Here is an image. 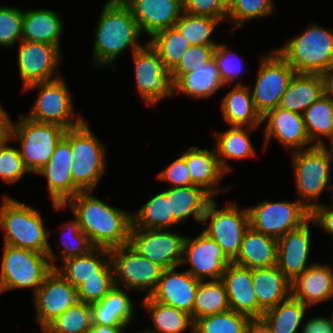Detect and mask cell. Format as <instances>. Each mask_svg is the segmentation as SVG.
Returning a JSON list of instances; mask_svg holds the SVG:
<instances>
[{"instance_id": "6da1fadb", "label": "cell", "mask_w": 333, "mask_h": 333, "mask_svg": "<svg viewBox=\"0 0 333 333\" xmlns=\"http://www.w3.org/2000/svg\"><path fill=\"white\" fill-rule=\"evenodd\" d=\"M91 193L79 192L63 206H68L93 247L111 250L129 244L132 212L113 207Z\"/></svg>"}, {"instance_id": "7a4b0ae2", "label": "cell", "mask_w": 333, "mask_h": 333, "mask_svg": "<svg viewBox=\"0 0 333 333\" xmlns=\"http://www.w3.org/2000/svg\"><path fill=\"white\" fill-rule=\"evenodd\" d=\"M94 30L93 67L116 70L115 60L123 51L136 52L143 47L142 32L129 7L122 0H106Z\"/></svg>"}, {"instance_id": "3957f363", "label": "cell", "mask_w": 333, "mask_h": 333, "mask_svg": "<svg viewBox=\"0 0 333 333\" xmlns=\"http://www.w3.org/2000/svg\"><path fill=\"white\" fill-rule=\"evenodd\" d=\"M39 210L25 205L6 194L0 204V229L4 244L25 248L47 255L50 248L49 234Z\"/></svg>"}, {"instance_id": "277c9868", "label": "cell", "mask_w": 333, "mask_h": 333, "mask_svg": "<svg viewBox=\"0 0 333 333\" xmlns=\"http://www.w3.org/2000/svg\"><path fill=\"white\" fill-rule=\"evenodd\" d=\"M276 50L295 73L321 75L333 66V30L312 23Z\"/></svg>"}, {"instance_id": "5b68a950", "label": "cell", "mask_w": 333, "mask_h": 333, "mask_svg": "<svg viewBox=\"0 0 333 333\" xmlns=\"http://www.w3.org/2000/svg\"><path fill=\"white\" fill-rule=\"evenodd\" d=\"M90 128L85 120L80 126L67 129L64 134L72 150L70 171L74 186L80 192L94 191L108 167L106 144Z\"/></svg>"}, {"instance_id": "8992f818", "label": "cell", "mask_w": 333, "mask_h": 333, "mask_svg": "<svg viewBox=\"0 0 333 333\" xmlns=\"http://www.w3.org/2000/svg\"><path fill=\"white\" fill-rule=\"evenodd\" d=\"M295 187L300 201L309 211L320 205V195L331 187L333 159L325 145L292 152ZM332 165V166H331ZM332 169V170H331ZM329 185V186H328ZM315 202V203H314Z\"/></svg>"}, {"instance_id": "52a82bcc", "label": "cell", "mask_w": 333, "mask_h": 333, "mask_svg": "<svg viewBox=\"0 0 333 333\" xmlns=\"http://www.w3.org/2000/svg\"><path fill=\"white\" fill-rule=\"evenodd\" d=\"M66 83L61 76L27 86L24 91L37 89L38 93L30 111L24 115L35 122L53 123L65 129L80 126L85 119L82 114L75 113L73 94Z\"/></svg>"}, {"instance_id": "ba28073f", "label": "cell", "mask_w": 333, "mask_h": 333, "mask_svg": "<svg viewBox=\"0 0 333 333\" xmlns=\"http://www.w3.org/2000/svg\"><path fill=\"white\" fill-rule=\"evenodd\" d=\"M0 266V293L32 289L33 294L53 270L48 256L25 248L3 244Z\"/></svg>"}, {"instance_id": "9c48e42d", "label": "cell", "mask_w": 333, "mask_h": 333, "mask_svg": "<svg viewBox=\"0 0 333 333\" xmlns=\"http://www.w3.org/2000/svg\"><path fill=\"white\" fill-rule=\"evenodd\" d=\"M66 130L57 124L35 122L23 113L19 115L13 125L12 139L20 143V154L30 174L47 165Z\"/></svg>"}, {"instance_id": "30bf717a", "label": "cell", "mask_w": 333, "mask_h": 333, "mask_svg": "<svg viewBox=\"0 0 333 333\" xmlns=\"http://www.w3.org/2000/svg\"><path fill=\"white\" fill-rule=\"evenodd\" d=\"M114 281L117 287L150 296L164 270L159 264L142 257L130 244L109 250Z\"/></svg>"}, {"instance_id": "8fae6325", "label": "cell", "mask_w": 333, "mask_h": 333, "mask_svg": "<svg viewBox=\"0 0 333 333\" xmlns=\"http://www.w3.org/2000/svg\"><path fill=\"white\" fill-rule=\"evenodd\" d=\"M218 204L214 198L209 202L201 221L206 226L203 232L216 241L233 261L240 251L244 233L250 227L248 209H239L234 201L221 209L217 208Z\"/></svg>"}, {"instance_id": "7c38bea8", "label": "cell", "mask_w": 333, "mask_h": 333, "mask_svg": "<svg viewBox=\"0 0 333 333\" xmlns=\"http://www.w3.org/2000/svg\"><path fill=\"white\" fill-rule=\"evenodd\" d=\"M137 94L148 106H156L162 99L174 96V83L158 52L147 41L132 53Z\"/></svg>"}, {"instance_id": "4fadbf2b", "label": "cell", "mask_w": 333, "mask_h": 333, "mask_svg": "<svg viewBox=\"0 0 333 333\" xmlns=\"http://www.w3.org/2000/svg\"><path fill=\"white\" fill-rule=\"evenodd\" d=\"M261 56L256 80L251 90L256 110L263 116L279 106L282 95L295 75L294 69L276 49Z\"/></svg>"}, {"instance_id": "5bb4252c", "label": "cell", "mask_w": 333, "mask_h": 333, "mask_svg": "<svg viewBox=\"0 0 333 333\" xmlns=\"http://www.w3.org/2000/svg\"><path fill=\"white\" fill-rule=\"evenodd\" d=\"M247 209L250 227L276 239L300 227L310 218V211L298 200H264Z\"/></svg>"}, {"instance_id": "9a60e30c", "label": "cell", "mask_w": 333, "mask_h": 333, "mask_svg": "<svg viewBox=\"0 0 333 333\" xmlns=\"http://www.w3.org/2000/svg\"><path fill=\"white\" fill-rule=\"evenodd\" d=\"M185 236L171 229H131L129 244L164 269L180 267Z\"/></svg>"}, {"instance_id": "2e32d148", "label": "cell", "mask_w": 333, "mask_h": 333, "mask_svg": "<svg viewBox=\"0 0 333 333\" xmlns=\"http://www.w3.org/2000/svg\"><path fill=\"white\" fill-rule=\"evenodd\" d=\"M18 46L17 66L23 89L62 76L58 67L63 62V56L58 46L25 40H21Z\"/></svg>"}, {"instance_id": "e0dca14e", "label": "cell", "mask_w": 333, "mask_h": 333, "mask_svg": "<svg viewBox=\"0 0 333 333\" xmlns=\"http://www.w3.org/2000/svg\"><path fill=\"white\" fill-rule=\"evenodd\" d=\"M231 262L222 247L203 231L196 237L186 236L180 267L189 265L186 271L194 278L200 281L221 280Z\"/></svg>"}, {"instance_id": "ac0fdd59", "label": "cell", "mask_w": 333, "mask_h": 333, "mask_svg": "<svg viewBox=\"0 0 333 333\" xmlns=\"http://www.w3.org/2000/svg\"><path fill=\"white\" fill-rule=\"evenodd\" d=\"M35 321L41 331L57 316L78 302L77 289L53 269L33 294Z\"/></svg>"}, {"instance_id": "d6986e66", "label": "cell", "mask_w": 333, "mask_h": 333, "mask_svg": "<svg viewBox=\"0 0 333 333\" xmlns=\"http://www.w3.org/2000/svg\"><path fill=\"white\" fill-rule=\"evenodd\" d=\"M72 161L71 145L63 137L47 165L36 173L47 179V188L55 211L65 210L63 205L80 192L74 186L70 171Z\"/></svg>"}, {"instance_id": "ffe728a7", "label": "cell", "mask_w": 333, "mask_h": 333, "mask_svg": "<svg viewBox=\"0 0 333 333\" xmlns=\"http://www.w3.org/2000/svg\"><path fill=\"white\" fill-rule=\"evenodd\" d=\"M264 128V147L273 138L291 152L300 151L314 146L306 131L303 114L281 107L269 110L262 116Z\"/></svg>"}, {"instance_id": "44dd1931", "label": "cell", "mask_w": 333, "mask_h": 333, "mask_svg": "<svg viewBox=\"0 0 333 333\" xmlns=\"http://www.w3.org/2000/svg\"><path fill=\"white\" fill-rule=\"evenodd\" d=\"M310 223L311 218L277 239V267L290 282L312 265H308L312 249Z\"/></svg>"}, {"instance_id": "7402d4cb", "label": "cell", "mask_w": 333, "mask_h": 333, "mask_svg": "<svg viewBox=\"0 0 333 333\" xmlns=\"http://www.w3.org/2000/svg\"><path fill=\"white\" fill-rule=\"evenodd\" d=\"M178 267L164 269L155 291L150 297L159 303L173 306L191 316L200 280Z\"/></svg>"}, {"instance_id": "603a6c76", "label": "cell", "mask_w": 333, "mask_h": 333, "mask_svg": "<svg viewBox=\"0 0 333 333\" xmlns=\"http://www.w3.org/2000/svg\"><path fill=\"white\" fill-rule=\"evenodd\" d=\"M131 10L142 34L174 27L183 13V0H122Z\"/></svg>"}, {"instance_id": "cb8c5ba5", "label": "cell", "mask_w": 333, "mask_h": 333, "mask_svg": "<svg viewBox=\"0 0 333 333\" xmlns=\"http://www.w3.org/2000/svg\"><path fill=\"white\" fill-rule=\"evenodd\" d=\"M187 163L191 176V186H199L213 198L220 193L227 192L232 186L219 187L222 178L227 174L220 166L215 148L200 149L191 146L180 154Z\"/></svg>"}, {"instance_id": "d4e9b609", "label": "cell", "mask_w": 333, "mask_h": 333, "mask_svg": "<svg viewBox=\"0 0 333 333\" xmlns=\"http://www.w3.org/2000/svg\"><path fill=\"white\" fill-rule=\"evenodd\" d=\"M291 297L309 308L333 298V268L329 264L313 263L291 281Z\"/></svg>"}, {"instance_id": "484cf974", "label": "cell", "mask_w": 333, "mask_h": 333, "mask_svg": "<svg viewBox=\"0 0 333 333\" xmlns=\"http://www.w3.org/2000/svg\"><path fill=\"white\" fill-rule=\"evenodd\" d=\"M221 280L226 286L230 309L250 318H259L252 269L231 262L226 267Z\"/></svg>"}, {"instance_id": "4316f807", "label": "cell", "mask_w": 333, "mask_h": 333, "mask_svg": "<svg viewBox=\"0 0 333 333\" xmlns=\"http://www.w3.org/2000/svg\"><path fill=\"white\" fill-rule=\"evenodd\" d=\"M222 118L228 126L260 127L262 116L256 110L250 87L238 81L220 102Z\"/></svg>"}, {"instance_id": "83f0119b", "label": "cell", "mask_w": 333, "mask_h": 333, "mask_svg": "<svg viewBox=\"0 0 333 333\" xmlns=\"http://www.w3.org/2000/svg\"><path fill=\"white\" fill-rule=\"evenodd\" d=\"M254 290L262 314L291 297V282L277 265L252 269Z\"/></svg>"}, {"instance_id": "f1b7e54d", "label": "cell", "mask_w": 333, "mask_h": 333, "mask_svg": "<svg viewBox=\"0 0 333 333\" xmlns=\"http://www.w3.org/2000/svg\"><path fill=\"white\" fill-rule=\"evenodd\" d=\"M57 270L76 289L87 279L99 274H113L109 250L93 248L87 254L67 259Z\"/></svg>"}, {"instance_id": "f546056e", "label": "cell", "mask_w": 333, "mask_h": 333, "mask_svg": "<svg viewBox=\"0 0 333 333\" xmlns=\"http://www.w3.org/2000/svg\"><path fill=\"white\" fill-rule=\"evenodd\" d=\"M127 291L116 286L104 299L91 304L92 325L129 327L136 306Z\"/></svg>"}, {"instance_id": "4dcf8cb0", "label": "cell", "mask_w": 333, "mask_h": 333, "mask_svg": "<svg viewBox=\"0 0 333 333\" xmlns=\"http://www.w3.org/2000/svg\"><path fill=\"white\" fill-rule=\"evenodd\" d=\"M278 241L249 227L243 236L240 251L232 261L251 269L277 265Z\"/></svg>"}, {"instance_id": "1f68e13d", "label": "cell", "mask_w": 333, "mask_h": 333, "mask_svg": "<svg viewBox=\"0 0 333 333\" xmlns=\"http://www.w3.org/2000/svg\"><path fill=\"white\" fill-rule=\"evenodd\" d=\"M64 22L61 16L50 9L23 10L22 40L47 43L61 50L60 36Z\"/></svg>"}, {"instance_id": "d6a6232c", "label": "cell", "mask_w": 333, "mask_h": 333, "mask_svg": "<svg viewBox=\"0 0 333 333\" xmlns=\"http://www.w3.org/2000/svg\"><path fill=\"white\" fill-rule=\"evenodd\" d=\"M257 128L259 127L229 126L225 131H215V150L219 164L226 173L232 171L228 160L240 161L256 156V148L250 139V134Z\"/></svg>"}, {"instance_id": "836d02e7", "label": "cell", "mask_w": 333, "mask_h": 333, "mask_svg": "<svg viewBox=\"0 0 333 333\" xmlns=\"http://www.w3.org/2000/svg\"><path fill=\"white\" fill-rule=\"evenodd\" d=\"M170 199V213L180 224L190 217L201 223L209 202L213 197L199 186L169 187L166 189Z\"/></svg>"}, {"instance_id": "e575fe53", "label": "cell", "mask_w": 333, "mask_h": 333, "mask_svg": "<svg viewBox=\"0 0 333 333\" xmlns=\"http://www.w3.org/2000/svg\"><path fill=\"white\" fill-rule=\"evenodd\" d=\"M224 88L219 70L212 58L197 70L183 74L174 82V96L181 93L192 99L203 100Z\"/></svg>"}, {"instance_id": "d590c367", "label": "cell", "mask_w": 333, "mask_h": 333, "mask_svg": "<svg viewBox=\"0 0 333 333\" xmlns=\"http://www.w3.org/2000/svg\"><path fill=\"white\" fill-rule=\"evenodd\" d=\"M140 305L151 317L153 327L142 329L143 333H193L194 322L190 315L177 308L154 301L150 296L143 297Z\"/></svg>"}, {"instance_id": "8d00e7d4", "label": "cell", "mask_w": 333, "mask_h": 333, "mask_svg": "<svg viewBox=\"0 0 333 333\" xmlns=\"http://www.w3.org/2000/svg\"><path fill=\"white\" fill-rule=\"evenodd\" d=\"M322 94L321 75L295 73L282 95L279 107L303 114Z\"/></svg>"}, {"instance_id": "74e56055", "label": "cell", "mask_w": 333, "mask_h": 333, "mask_svg": "<svg viewBox=\"0 0 333 333\" xmlns=\"http://www.w3.org/2000/svg\"><path fill=\"white\" fill-rule=\"evenodd\" d=\"M178 224L170 213V199L167 198L166 189L132 212L131 229H173Z\"/></svg>"}, {"instance_id": "f35d334b", "label": "cell", "mask_w": 333, "mask_h": 333, "mask_svg": "<svg viewBox=\"0 0 333 333\" xmlns=\"http://www.w3.org/2000/svg\"><path fill=\"white\" fill-rule=\"evenodd\" d=\"M310 309L292 297L265 311L261 318L272 333H299L302 331L306 311ZM302 323V324H301Z\"/></svg>"}, {"instance_id": "ab89813d", "label": "cell", "mask_w": 333, "mask_h": 333, "mask_svg": "<svg viewBox=\"0 0 333 333\" xmlns=\"http://www.w3.org/2000/svg\"><path fill=\"white\" fill-rule=\"evenodd\" d=\"M61 226L62 238L60 237V243L57 245L58 253L56 254L55 251H53L51 244L47 253L53 269L58 267L56 262L58 256L61 258V262H63L67 259L87 254L94 248L88 236L81 230L78 220L74 216L72 220L70 219L64 222Z\"/></svg>"}, {"instance_id": "60d3db41", "label": "cell", "mask_w": 333, "mask_h": 333, "mask_svg": "<svg viewBox=\"0 0 333 333\" xmlns=\"http://www.w3.org/2000/svg\"><path fill=\"white\" fill-rule=\"evenodd\" d=\"M303 118L313 145H326L322 137L329 142L333 139V104L324 94L304 111Z\"/></svg>"}, {"instance_id": "b9f144b4", "label": "cell", "mask_w": 333, "mask_h": 333, "mask_svg": "<svg viewBox=\"0 0 333 333\" xmlns=\"http://www.w3.org/2000/svg\"><path fill=\"white\" fill-rule=\"evenodd\" d=\"M229 309L226 286L222 280L200 281L193 306V322Z\"/></svg>"}, {"instance_id": "7bdbcfd3", "label": "cell", "mask_w": 333, "mask_h": 333, "mask_svg": "<svg viewBox=\"0 0 333 333\" xmlns=\"http://www.w3.org/2000/svg\"><path fill=\"white\" fill-rule=\"evenodd\" d=\"M220 23L222 21L216 18L183 12L175 23V27L191 46H217L219 43L212 38V35Z\"/></svg>"}, {"instance_id": "ee69618b", "label": "cell", "mask_w": 333, "mask_h": 333, "mask_svg": "<svg viewBox=\"0 0 333 333\" xmlns=\"http://www.w3.org/2000/svg\"><path fill=\"white\" fill-rule=\"evenodd\" d=\"M148 42L158 52L164 67L171 71L191 46L174 26L155 33Z\"/></svg>"}, {"instance_id": "f6af8a7d", "label": "cell", "mask_w": 333, "mask_h": 333, "mask_svg": "<svg viewBox=\"0 0 333 333\" xmlns=\"http://www.w3.org/2000/svg\"><path fill=\"white\" fill-rule=\"evenodd\" d=\"M91 328V304L78 301L50 322L41 333H89Z\"/></svg>"}, {"instance_id": "bcb514c9", "label": "cell", "mask_w": 333, "mask_h": 333, "mask_svg": "<svg viewBox=\"0 0 333 333\" xmlns=\"http://www.w3.org/2000/svg\"><path fill=\"white\" fill-rule=\"evenodd\" d=\"M251 318L231 309L200 317L194 321L193 333H246Z\"/></svg>"}, {"instance_id": "7dc6e473", "label": "cell", "mask_w": 333, "mask_h": 333, "mask_svg": "<svg viewBox=\"0 0 333 333\" xmlns=\"http://www.w3.org/2000/svg\"><path fill=\"white\" fill-rule=\"evenodd\" d=\"M274 2L273 0H238L227 15V21L233 26L229 30L230 36L234 34L236 28L244 27L245 22L249 20L271 16L276 6Z\"/></svg>"}, {"instance_id": "c3c4849f", "label": "cell", "mask_w": 333, "mask_h": 333, "mask_svg": "<svg viewBox=\"0 0 333 333\" xmlns=\"http://www.w3.org/2000/svg\"><path fill=\"white\" fill-rule=\"evenodd\" d=\"M213 59L219 70L220 78L224 84V87L232 86L233 82L240 79V75L247 71L244 62L239 55L234 52L228 45L219 43L213 53ZM232 83V84H231Z\"/></svg>"}, {"instance_id": "681fc988", "label": "cell", "mask_w": 333, "mask_h": 333, "mask_svg": "<svg viewBox=\"0 0 333 333\" xmlns=\"http://www.w3.org/2000/svg\"><path fill=\"white\" fill-rule=\"evenodd\" d=\"M13 142L11 139L0 146V179L6 185L22 180L26 173L30 174L24 165L19 148L9 146V143Z\"/></svg>"}, {"instance_id": "f907efd6", "label": "cell", "mask_w": 333, "mask_h": 333, "mask_svg": "<svg viewBox=\"0 0 333 333\" xmlns=\"http://www.w3.org/2000/svg\"><path fill=\"white\" fill-rule=\"evenodd\" d=\"M23 10L0 6V46L12 48L22 40Z\"/></svg>"}, {"instance_id": "816d5d0a", "label": "cell", "mask_w": 333, "mask_h": 333, "mask_svg": "<svg viewBox=\"0 0 333 333\" xmlns=\"http://www.w3.org/2000/svg\"><path fill=\"white\" fill-rule=\"evenodd\" d=\"M216 46L193 45L170 71L173 83L183 74L193 72L213 58Z\"/></svg>"}, {"instance_id": "f5cc1de1", "label": "cell", "mask_w": 333, "mask_h": 333, "mask_svg": "<svg viewBox=\"0 0 333 333\" xmlns=\"http://www.w3.org/2000/svg\"><path fill=\"white\" fill-rule=\"evenodd\" d=\"M116 287L113 274H99V278L85 280L77 288L78 301L93 304L104 299Z\"/></svg>"}, {"instance_id": "db71d44e", "label": "cell", "mask_w": 333, "mask_h": 333, "mask_svg": "<svg viewBox=\"0 0 333 333\" xmlns=\"http://www.w3.org/2000/svg\"><path fill=\"white\" fill-rule=\"evenodd\" d=\"M183 12L227 21L228 10L222 0H183Z\"/></svg>"}, {"instance_id": "11a10c76", "label": "cell", "mask_w": 333, "mask_h": 333, "mask_svg": "<svg viewBox=\"0 0 333 333\" xmlns=\"http://www.w3.org/2000/svg\"><path fill=\"white\" fill-rule=\"evenodd\" d=\"M157 179L167 182L168 187L191 186V176L186 160L180 156L168 164L157 174Z\"/></svg>"}, {"instance_id": "9f6ffc18", "label": "cell", "mask_w": 333, "mask_h": 333, "mask_svg": "<svg viewBox=\"0 0 333 333\" xmlns=\"http://www.w3.org/2000/svg\"><path fill=\"white\" fill-rule=\"evenodd\" d=\"M310 218L311 224L318 225L325 233L333 237V207L321 203L310 211Z\"/></svg>"}, {"instance_id": "6f0895ef", "label": "cell", "mask_w": 333, "mask_h": 333, "mask_svg": "<svg viewBox=\"0 0 333 333\" xmlns=\"http://www.w3.org/2000/svg\"><path fill=\"white\" fill-rule=\"evenodd\" d=\"M300 333H333V316H315L303 323Z\"/></svg>"}, {"instance_id": "680465c9", "label": "cell", "mask_w": 333, "mask_h": 333, "mask_svg": "<svg viewBox=\"0 0 333 333\" xmlns=\"http://www.w3.org/2000/svg\"><path fill=\"white\" fill-rule=\"evenodd\" d=\"M13 125L9 113L0 105V146L12 139Z\"/></svg>"}, {"instance_id": "91938a15", "label": "cell", "mask_w": 333, "mask_h": 333, "mask_svg": "<svg viewBox=\"0 0 333 333\" xmlns=\"http://www.w3.org/2000/svg\"><path fill=\"white\" fill-rule=\"evenodd\" d=\"M323 94L333 104V66L321 74Z\"/></svg>"}, {"instance_id": "94428289", "label": "cell", "mask_w": 333, "mask_h": 333, "mask_svg": "<svg viewBox=\"0 0 333 333\" xmlns=\"http://www.w3.org/2000/svg\"><path fill=\"white\" fill-rule=\"evenodd\" d=\"M246 333H272L270 327L262 318H251L248 321Z\"/></svg>"}, {"instance_id": "6125c7cd", "label": "cell", "mask_w": 333, "mask_h": 333, "mask_svg": "<svg viewBox=\"0 0 333 333\" xmlns=\"http://www.w3.org/2000/svg\"><path fill=\"white\" fill-rule=\"evenodd\" d=\"M127 326L92 325L89 333H123Z\"/></svg>"}, {"instance_id": "be15d7a7", "label": "cell", "mask_w": 333, "mask_h": 333, "mask_svg": "<svg viewBox=\"0 0 333 333\" xmlns=\"http://www.w3.org/2000/svg\"><path fill=\"white\" fill-rule=\"evenodd\" d=\"M224 7L229 11L238 0H222Z\"/></svg>"}, {"instance_id": "e7e4bbea", "label": "cell", "mask_w": 333, "mask_h": 333, "mask_svg": "<svg viewBox=\"0 0 333 333\" xmlns=\"http://www.w3.org/2000/svg\"><path fill=\"white\" fill-rule=\"evenodd\" d=\"M325 146H326V147L328 148V150L330 151V154H331L332 159H333V139H332L328 144H326Z\"/></svg>"}, {"instance_id": "03108f58", "label": "cell", "mask_w": 333, "mask_h": 333, "mask_svg": "<svg viewBox=\"0 0 333 333\" xmlns=\"http://www.w3.org/2000/svg\"><path fill=\"white\" fill-rule=\"evenodd\" d=\"M328 192H330V194H331L330 195L331 200H329L331 202V205H329V206L333 207V183L332 182H331L330 190Z\"/></svg>"}]
</instances>
